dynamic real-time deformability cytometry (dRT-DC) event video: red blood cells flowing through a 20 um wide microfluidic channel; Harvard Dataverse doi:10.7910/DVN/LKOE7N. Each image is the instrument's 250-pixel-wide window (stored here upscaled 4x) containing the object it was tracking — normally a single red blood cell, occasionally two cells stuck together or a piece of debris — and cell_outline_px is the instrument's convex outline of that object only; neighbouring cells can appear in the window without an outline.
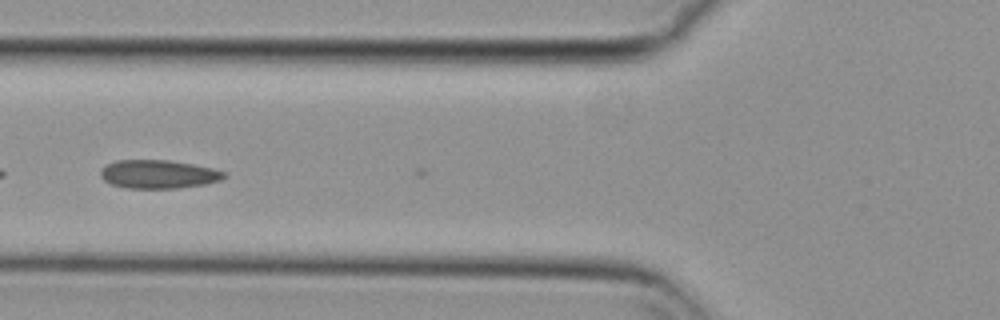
{"species": "common noctule bat (a hibernating species)", "species_latin": "Nyctalus noctula", "temperature_condition": "cold", "stored_images_in_passage": 7, "camera_frame_rate_fps": 3000, "um_per_image_px": 0.085, "animal": {"sex": "female", "body_mass_g": 29.2, "forearm_length_mm": 56.3}, "frame": {"image": 1, "passage_image": 6, "time_ms": 1.667, "image_size_px": [1000, 320], "cell_outline_px": [[228, 176], [220, 180], [204, 184], [176, 188], [128, 188], [112, 184], [104, 180], [100, 176], [100, 168], [116, 160], [168, 160], [192, 164], [212, 168], [228, 172]], "centroid_in_image_um": [13.48, 14.8], "position_along_channel_um": 112.3, "area_um2": 20.52}}